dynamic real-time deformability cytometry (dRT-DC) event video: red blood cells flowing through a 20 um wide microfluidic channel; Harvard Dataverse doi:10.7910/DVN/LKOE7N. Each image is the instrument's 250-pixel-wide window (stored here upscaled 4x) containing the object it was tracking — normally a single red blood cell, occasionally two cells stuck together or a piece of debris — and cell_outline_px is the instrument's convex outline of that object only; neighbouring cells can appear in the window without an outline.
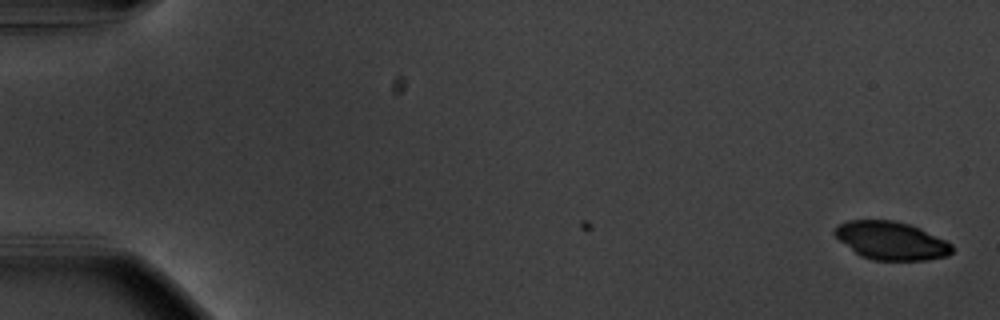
{"species": "common noctule bat (a hibernating species)", "species_latin": "Nyctalus noctula", "temperature_condition": "warm", "stored_images_in_passage": 15, "camera_frame_rate_fps": 3000, "um_per_image_px": 0.085, "animal": {"sex": "male", "body_mass_g": 20.1, "forearm_length_mm": 53.5}, "frame": {"image": 1, "passage_image": 1, "time_ms": 0.0, "image_size_px": [1000, 320], "cell_outline_px": [[952, 252], [948, 256], [924, 260], [872, 260], [860, 256], [840, 240], [832, 232], [836, 224], [848, 220], [892, 220], [908, 224], [920, 228], [952, 244]], "centroid_in_image_um": [75.72, 20.45], "position_along_channel_um": 9.3, "area_um2": 26.01}}
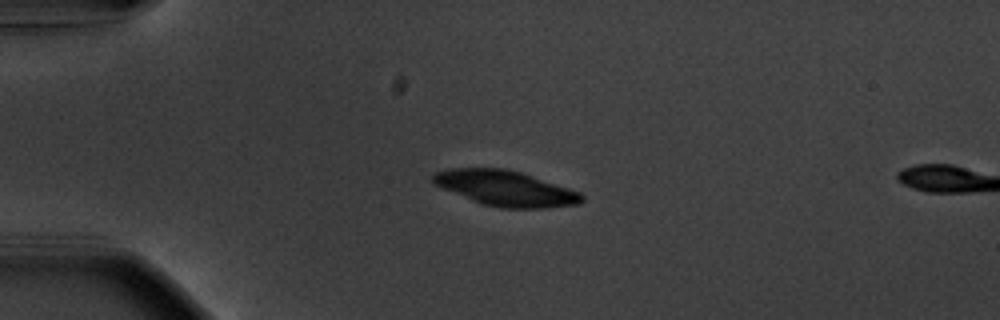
{"frame": {"image": 2, "passage_image": 14, "time_ms": 4.333, "image_size_px": [1000, 320], "cell_outline_px": [[584, 200], [580, 204], [544, 208], [500, 208], [480, 204], [444, 188], [436, 184], [432, 180], [432, 172], [448, 168], [504, 168], [520, 172], [580, 192], [584, 196]], "centroid_in_image_um": [42.96, 16.01], "position_along_channel_um": 42.0, "area_um2": 30.52}}